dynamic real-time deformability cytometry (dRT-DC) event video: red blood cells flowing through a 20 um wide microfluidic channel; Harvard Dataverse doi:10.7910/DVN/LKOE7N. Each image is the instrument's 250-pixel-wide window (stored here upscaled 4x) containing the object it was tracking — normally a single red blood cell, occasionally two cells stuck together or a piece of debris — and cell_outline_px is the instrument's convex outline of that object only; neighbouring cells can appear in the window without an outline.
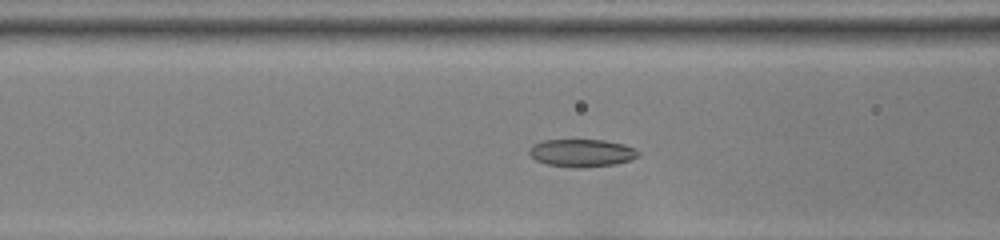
{"species": "common noctule bat (a hibernating species)", "species_latin": "Nyctalus noctula", "temperature_condition": "room temperature", "stored_images_in_passage": 51, "camera_frame_rate_fps": 3000, "um_per_image_px": 0.085, "animal": {"sex": "female", "body_mass_g": 22.0, "forearm_length_mm": 56.7}, "frame": {"image": 1, "passage_image": 20, "time_ms": 6.333, "image_size_px": [1000, 240], "cell_outline_px": [[640, 156], [632, 160], [616, 164], [584, 168], [572, 168], [548, 164], [536, 160], [528, 152], [528, 148], [532, 144], [544, 140], [604, 140], [624, 144], [636, 148], [640, 152]], "centroid_in_image_um": [49.49, 13.0], "position_along_channel_um": 117.1, "area_um2": 17.92}}
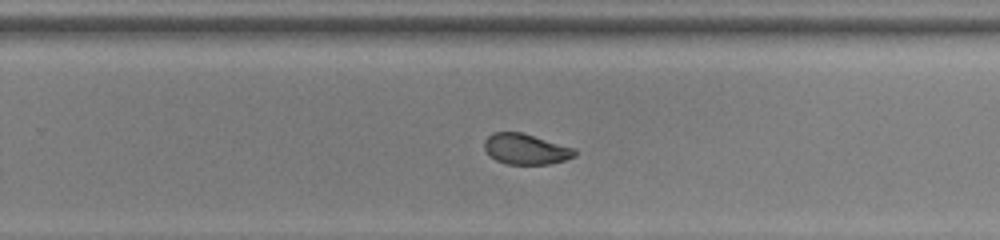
{"frame": {"image": 2, "passage_image": 33, "time_ms": 10.667, "image_size_px": [1000, 240], "cell_outline_px": [[576, 156], [552, 164], [504, 164], [488, 156], [484, 148], [484, 140], [492, 132], [520, 132], [576, 148]], "centroid_in_image_um": [44.67, 12.68], "position_along_channel_um": 285.1, "area_um2": 16.3}}
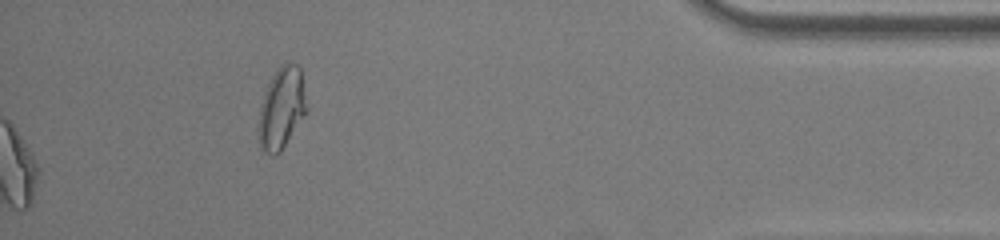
{"frame": {"image": 3, "passage_image": 51, "time_ms": 16.667, "image_size_px": [1000, 240], "cell_outline_px": [[308, 108], [280, 152], [264, 152], [260, 148], [260, 108], [264, 92], [272, 76], [280, 64], [288, 60], [296, 64], [300, 68]], "centroid_in_image_um": [23.96, 9.1], "position_along_channel_um": 411.2, "area_um2": 22.25}, "authors_computed_cell_mechanics": {"area_um2": 18.1492, "velocity_mm_per_s": 3.8822, "shape_relaxation_time_tau1_ms": null, "shape_relaxation_time_tau2_ms": 1.1254, "deformation_change_tau1": null, "deformation_change_tau2": 0.0582}}